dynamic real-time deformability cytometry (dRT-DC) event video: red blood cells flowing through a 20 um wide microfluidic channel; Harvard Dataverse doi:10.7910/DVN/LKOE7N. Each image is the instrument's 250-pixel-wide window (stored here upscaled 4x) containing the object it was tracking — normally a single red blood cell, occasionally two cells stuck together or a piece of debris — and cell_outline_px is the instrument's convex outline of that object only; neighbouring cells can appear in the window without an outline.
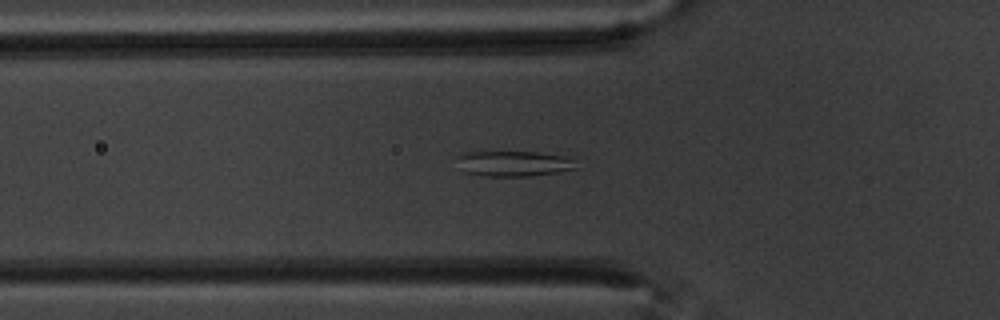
{"species": "common noctule bat (a hibernating species)", "species_latin": "Nyctalus noctula", "temperature_condition": "warm", "stored_images_in_passage": 57, "camera_frame_rate_fps": 3000, "um_per_image_px": 0.085, "animal": {"sex": "male", "body_mass_g": 20.1, "forearm_length_mm": 53.5}, "frame": {"image": 1, "passage_image": 19, "time_ms": 6.0, "image_size_px": [1000, 320], "cell_outline_px": [[576, 168], [556, 172], [532, 176], [484, 176], [464, 172], [456, 156], [464, 152], [536, 152], [560, 156], [568, 160]], "centroid_in_image_um": [43.54, 13.91], "position_along_channel_um": 82.3, "area_um2": 17.11}}
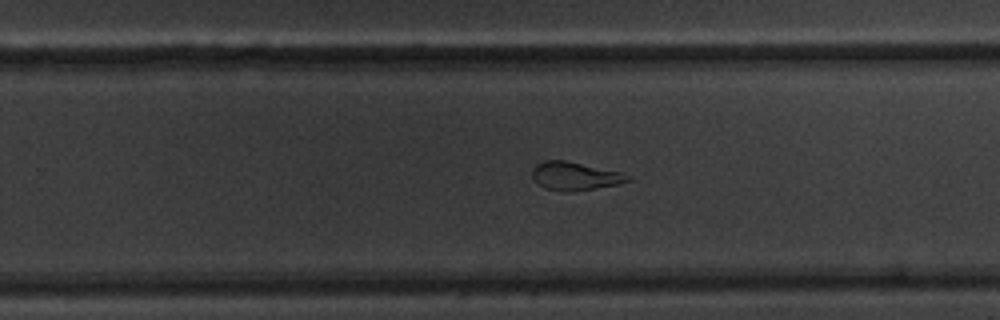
{"frame": {"image": 2, "passage_image": 36, "time_ms": 11.667, "image_size_px": [1000, 320], "cell_outline_px": [[632, 180], [620, 184], [592, 188], [544, 188], [532, 176], [532, 168], [536, 164], [544, 160], [568, 160], [620, 172], [632, 176]], "centroid_in_image_um": [48.92, 14.89], "position_along_channel_um": 280.9, "area_um2": 15.03}}
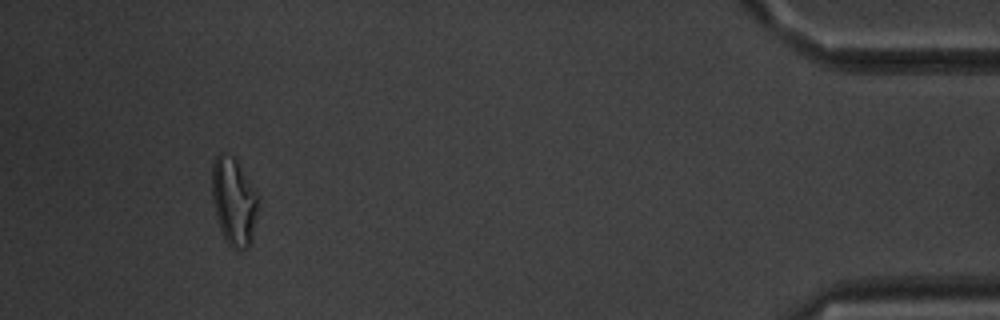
{"frame": {"image": 3, "passage_image": 53, "time_ms": 17.333, "image_size_px": [1000, 320], "cell_outline_px": [[256, 216], [252, 240], [248, 248], [236, 252], [228, 244], [220, 228], [216, 216], [212, 200], [212, 164], [216, 156], [220, 152], [232, 156], [236, 160], [256, 192]], "centroid_in_image_um": [19.85, 17.16], "position_along_channel_um": 415.4, "area_um2": 23.29}, "authors_computed_cell_mechanics": {"area_um2": 20.4612, "velocity_mm_per_s": 3.4964, "shape_relaxation_time_tau1_ms": null, "shape_relaxation_time_tau2_ms": 2.4609, "deformation_change_tau1": null, "deformation_change_tau2": 0.0835}}